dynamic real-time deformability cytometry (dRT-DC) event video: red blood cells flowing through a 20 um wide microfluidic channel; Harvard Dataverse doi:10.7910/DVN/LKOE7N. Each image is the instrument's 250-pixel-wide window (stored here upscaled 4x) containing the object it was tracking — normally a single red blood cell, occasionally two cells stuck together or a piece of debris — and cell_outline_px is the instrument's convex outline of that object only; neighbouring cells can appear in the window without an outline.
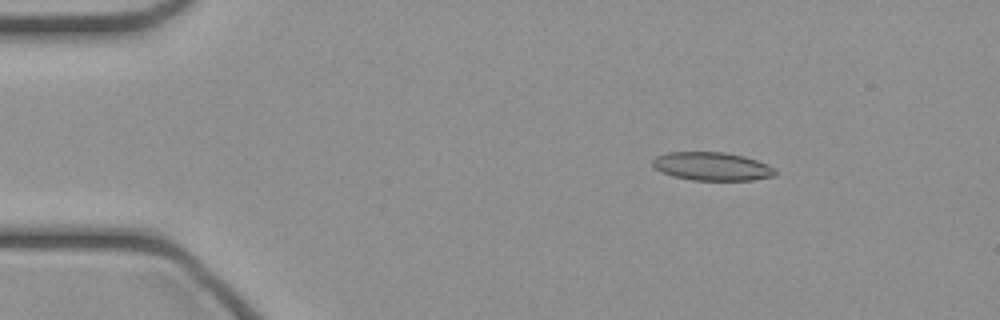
{"species": "common noctule bat (a hibernating species)", "species_latin": "Nyctalus noctula", "temperature_condition": "cold", "stored_images_in_passage": 46, "camera_frame_rate_fps": 3000, "um_per_image_px": 0.085, "animal": {"sex": "female", "body_mass_g": 21.9}, "frame": {"image": 1, "passage_image": 7, "time_ms": 2.0, "image_size_px": [1000, 320], "cell_outline_px": [[776, 176], [752, 180], [692, 180], [672, 176], [660, 172], [652, 164], [652, 160], [656, 156], [668, 152], [724, 152], [744, 156], [768, 164], [776, 172]], "centroid_in_image_um": [60.5, 14.14], "position_along_channel_um": 24.5, "area_um2": 20.29}}
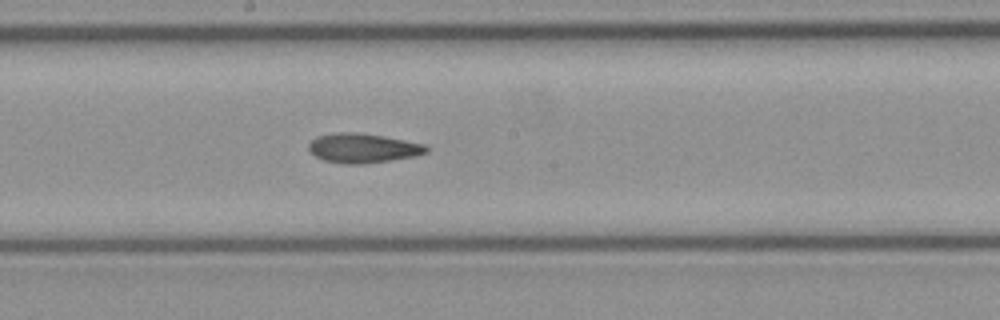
{"frame": {"image": 2, "passage_image": 25, "time_ms": 8.0, "image_size_px": [1000, 320], "cell_outline_px": [[428, 152], [416, 156], [364, 164], [344, 164], [324, 160], [316, 156], [308, 148], [308, 144], [316, 136], [340, 132], [348, 132], [384, 136], [428, 144]], "centroid_in_image_um": [30.89, 12.59], "position_along_channel_um": 217.3, "area_um2": 20.17}}
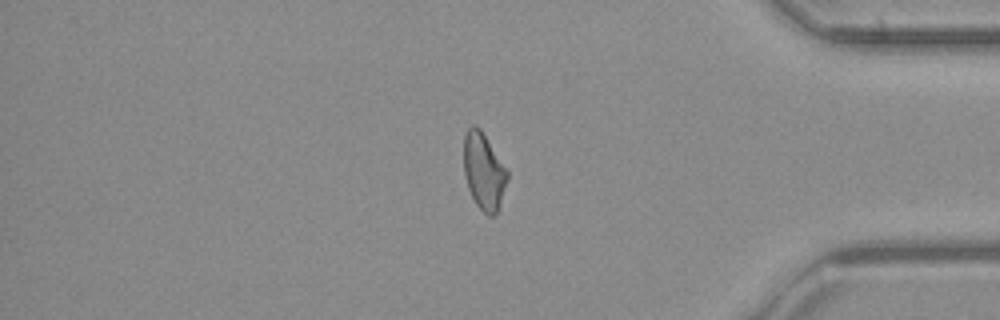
{"frame": {"image": 3, "passage_image": 39, "time_ms": 12.667, "image_size_px": [1000, 320], "cell_outline_px": [[508, 180], [496, 216], [488, 216], [476, 204], [468, 188], [464, 176], [464, 136], [468, 128], [472, 124], [476, 124], [480, 128], [508, 168]], "centroid_in_image_um": [41.14, 14.54], "position_along_channel_um": 394.1, "area_um2": 19.83}}